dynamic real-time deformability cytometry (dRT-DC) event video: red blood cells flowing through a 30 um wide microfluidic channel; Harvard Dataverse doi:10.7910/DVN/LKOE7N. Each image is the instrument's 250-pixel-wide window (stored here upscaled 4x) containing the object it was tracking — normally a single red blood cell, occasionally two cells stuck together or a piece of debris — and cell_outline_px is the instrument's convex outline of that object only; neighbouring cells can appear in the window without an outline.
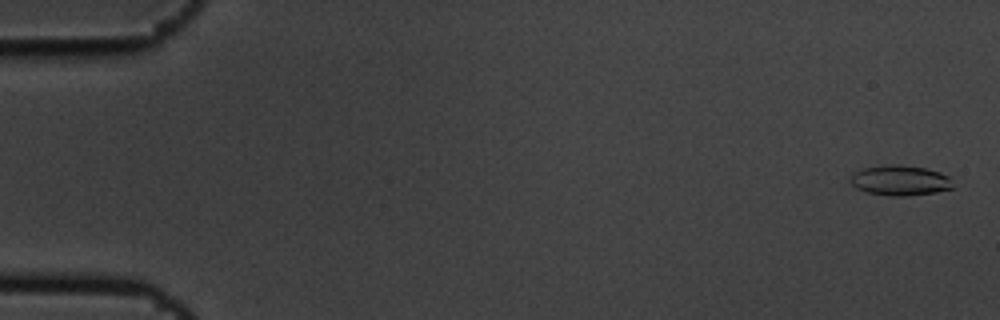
{"species": "common noctule bat (a hibernating species)", "species_latin": "Nyctalus noctula", "temperature_condition": "cold", "stored_images_in_passage": 5, "camera_frame_rate_fps": 3000, "um_per_image_px": 0.085, "animal": {"sex": "male", "body_mass_g": 19.5, "forearm_length_mm": 54.6}, "frame": {"image": 1, "passage_image": 1, "time_ms": 0.0, "image_size_px": [1000, 320], "cell_outline_px": [[956, 188], [936, 192], [908, 196], [888, 196], [864, 192], [856, 188], [848, 180], [852, 172], [864, 168], [884, 164], [900, 164], [924, 168], [940, 172], [948, 176]], "centroid_in_image_um": [76.48, 15.34], "position_along_channel_um": 8.5, "area_um2": 18.5}}
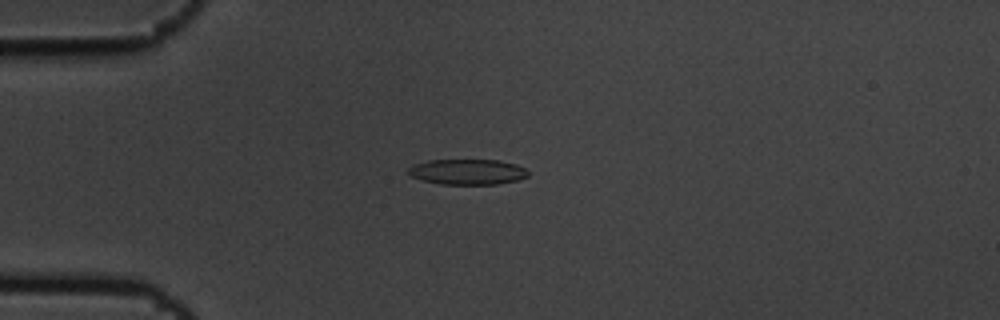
{"frame": {"image": 2, "passage_image": 5, "time_ms": 1.333, "image_size_px": [1000, 320], "cell_outline_px": [[528, 176], [516, 180], [496, 184], [440, 184], [424, 180], [412, 176], [408, 172], [408, 168], [416, 164], [428, 160], [500, 160], [516, 164], [524, 168], [528, 172]], "centroid_in_image_um": [39.75, 14.6], "position_along_channel_um": 45.2, "area_um2": 17.57}}